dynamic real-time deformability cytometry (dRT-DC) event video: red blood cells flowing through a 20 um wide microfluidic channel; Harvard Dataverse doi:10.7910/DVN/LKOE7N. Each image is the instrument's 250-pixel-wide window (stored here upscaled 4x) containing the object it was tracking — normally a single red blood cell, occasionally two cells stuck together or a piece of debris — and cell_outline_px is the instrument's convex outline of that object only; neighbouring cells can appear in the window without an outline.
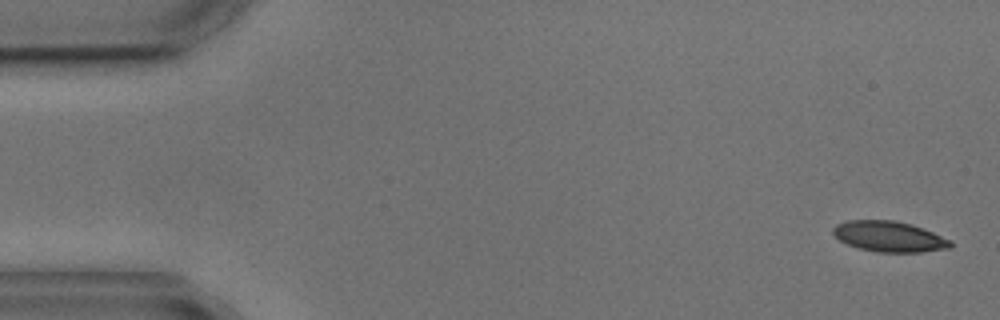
{"species": "common noctule bat (a hibernating species)", "species_latin": "Nyctalus noctula", "temperature_condition": "cold", "stored_images_in_passage": 5, "camera_frame_rate_fps": 3000, "um_per_image_px": 0.085, "animal": {"sex": "male", "body_mass_g": 17.9, "forearm_length_mm": 54.2}, "frame": {"image": 1, "passage_image": 1, "time_ms": 0.0, "image_size_px": [1000, 320], "cell_outline_px": [[952, 248], [920, 252], [876, 252], [860, 248], [848, 244], [840, 240], [832, 232], [832, 228], [836, 224], [848, 220], [896, 220], [912, 224], [924, 228], [952, 240]], "centroid_in_image_um": [75.62, 20.1], "position_along_channel_um": 9.4, "area_um2": 21.1}}
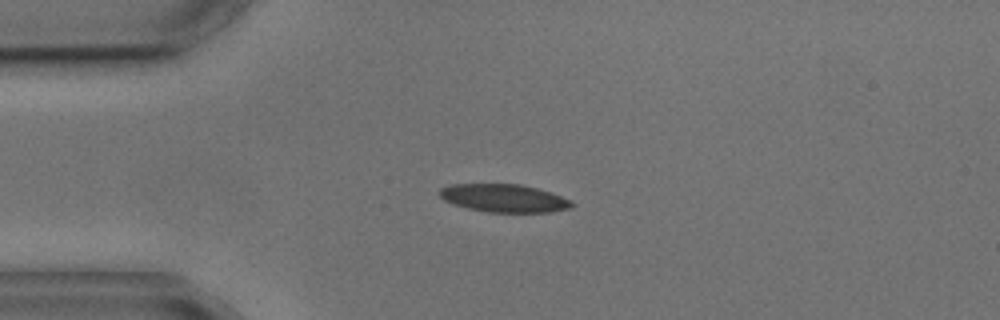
{"frame": {"image": 2, "passage_image": 4, "time_ms": 3.667, "image_size_px": [1000, 320], "cell_outline_px": [[576, 204], [572, 208], [548, 212], [488, 212], [468, 208], [452, 204], [444, 200], [440, 196], [440, 188], [448, 184], [520, 184], [536, 188], [572, 200]], "centroid_in_image_um": [42.84, 16.84], "position_along_channel_um": 42.2, "area_um2": 21.56}}